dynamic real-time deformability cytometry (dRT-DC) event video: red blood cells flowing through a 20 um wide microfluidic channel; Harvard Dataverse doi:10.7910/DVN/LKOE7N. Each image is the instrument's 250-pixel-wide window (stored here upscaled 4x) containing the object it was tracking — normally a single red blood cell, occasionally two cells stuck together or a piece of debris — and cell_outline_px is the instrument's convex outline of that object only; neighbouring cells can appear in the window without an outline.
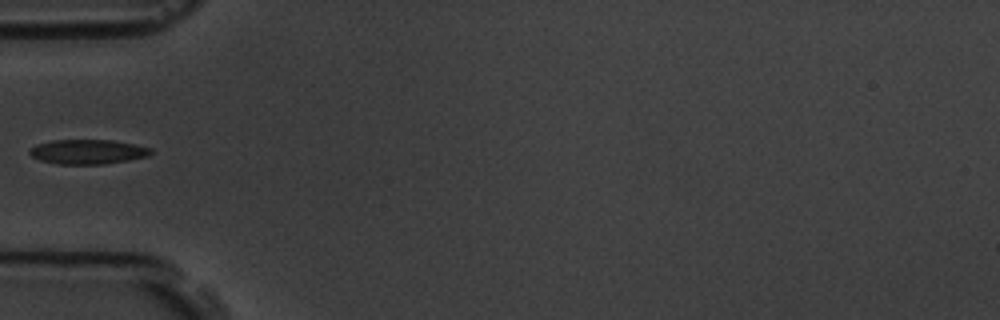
{"species": "common noctule bat (a hibernating species)", "species_latin": "Nyctalus noctula", "temperature_condition": "room temperature", "stored_images_in_passage": 6, "segment_of_instrument_passage": [2, 2], "camera_frame_rate_fps": 3000, "um_per_image_px": 0.085, "animal": {"sex": "male", "body_mass_g": 19.5, "forearm_length_mm": 54.6}, "frame": {"image": 1, "passage_image": 6, "time_ms": 5.667, "image_size_px": [1000, 320], "cell_outline_px": [[152, 152], [148, 156], [128, 160], [104, 164], [56, 164], [40, 160], [32, 156], [28, 152], [36, 144], [52, 140], [112, 140], [152, 148]], "centroid_in_image_um": [7.45, 12.9], "position_along_channel_um": 77.6, "area_um2": 17.28}}